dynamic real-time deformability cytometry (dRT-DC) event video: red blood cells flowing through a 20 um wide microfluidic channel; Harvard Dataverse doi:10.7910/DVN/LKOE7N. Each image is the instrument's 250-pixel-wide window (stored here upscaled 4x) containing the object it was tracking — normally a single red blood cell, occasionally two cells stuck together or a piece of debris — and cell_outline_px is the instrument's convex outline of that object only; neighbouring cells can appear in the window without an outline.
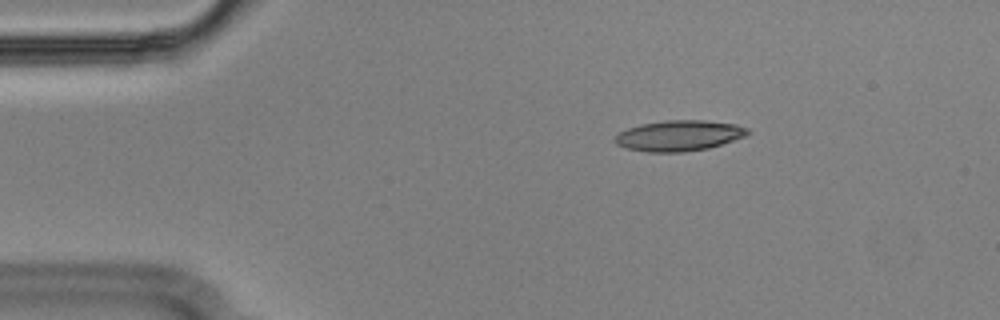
{"species": "Egyptian fruit bat (a non-hibernating species)", "species_latin": "Rousettus aegyptiacus", "temperature_condition": "cold", "stored_images_in_passage": 47, "camera_frame_rate_fps": 3000, "um_per_image_px": 0.085, "animal": {"sex": "male"}, "frame": {"image": 1, "passage_image": 1, "time_ms": 0.0, "image_size_px": [1000, 320], "cell_outline_px": [[752, 132], [748, 136], [708, 148], [684, 152], [648, 152], [628, 148], [616, 144], [612, 140], [620, 132], [628, 128], [640, 124], [664, 120], [704, 120], [736, 124], [748, 128]], "centroid_in_image_um": [57.75, 11.52], "position_along_channel_um": 27.2, "area_um2": 23.87}}
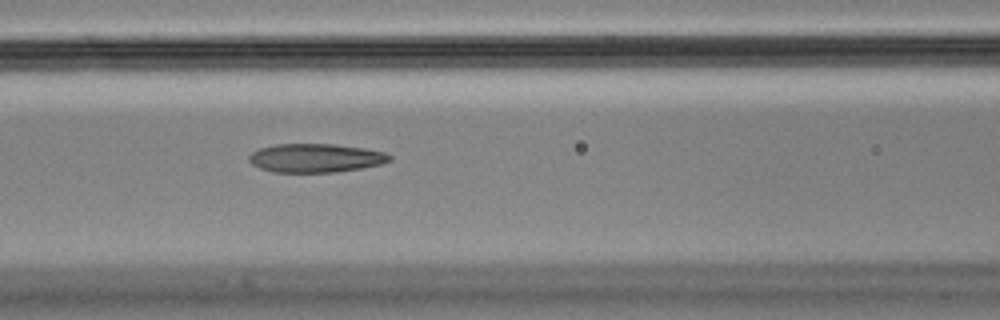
{"frame": {"image": 2, "passage_image": 15, "time_ms": 4.667, "image_size_px": [1000, 320], "cell_outline_px": [[392, 160], [380, 164], [360, 168], [336, 172], [272, 172], [260, 168], [252, 164], [248, 160], [248, 156], [252, 152], [260, 148], [276, 144], [332, 144], [364, 148], [384, 152], [392, 156]], "centroid_in_image_um": [26.81, 13.43], "position_along_channel_um": 139.8, "area_um2": 23.47}}
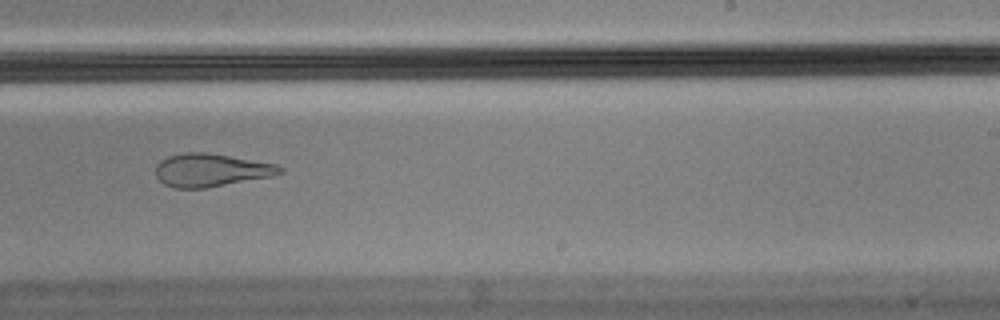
{"frame": {"image": 3, "passage_image": 26, "time_ms": 8.333, "image_size_px": [1000, 320], "cell_outline_px": [[284, 172], [272, 176], [204, 188], [172, 188], [164, 184], [156, 176], [156, 164], [160, 160], [168, 156], [184, 152], [204, 152], [276, 164], [284, 168]], "centroid_in_image_um": [17.9, 14.46], "position_along_channel_um": 271.1, "area_um2": 23.76}, "authors_computed_cell_mechanics": {"area_um2": 24.4494, "velocity_mm_per_s": 3.5908, "shape_relaxation_time_tau1_ms": null, "shape_relaxation_time_tau2_ms": 2.9893, "deformation_change_tau1": null, "deformation_change_tau2": 0.1216}}